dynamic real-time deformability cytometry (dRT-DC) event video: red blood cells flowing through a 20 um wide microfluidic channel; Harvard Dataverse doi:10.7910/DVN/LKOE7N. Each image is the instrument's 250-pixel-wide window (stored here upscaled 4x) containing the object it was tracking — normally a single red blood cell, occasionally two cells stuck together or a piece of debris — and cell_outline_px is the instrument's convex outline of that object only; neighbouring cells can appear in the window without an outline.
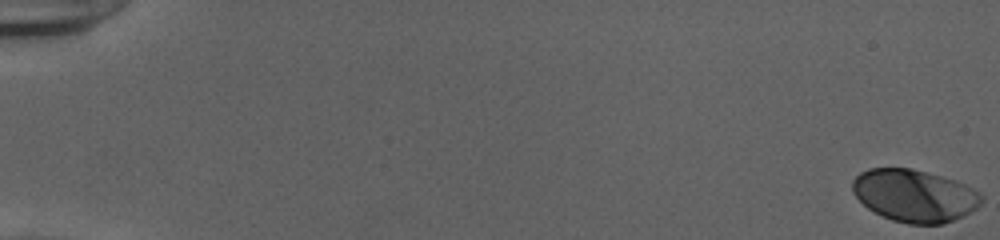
{"species": "human", "species_latin": "Homo sapiens", "temperature_condition": "cold", "stored_images_in_passage": 55, "camera_frame_rate_fps": 3000, "um_per_image_px": 0.085, "donor": {"sex": "female"}, "frame": {"image": 1, "passage_image": 1, "time_ms": 0.0, "image_size_px": [1000, 240], "cell_outline_px": [[984, 200], [972, 212], [964, 216], [940, 224], [908, 224], [892, 220], [868, 208], [852, 192], [852, 180], [860, 172], [868, 168], [912, 168], [928, 172], [956, 180], [980, 192], [984, 196]], "centroid_in_image_um": [77.75, 16.62], "position_along_channel_um": 7.2, "area_um2": 39.54}}
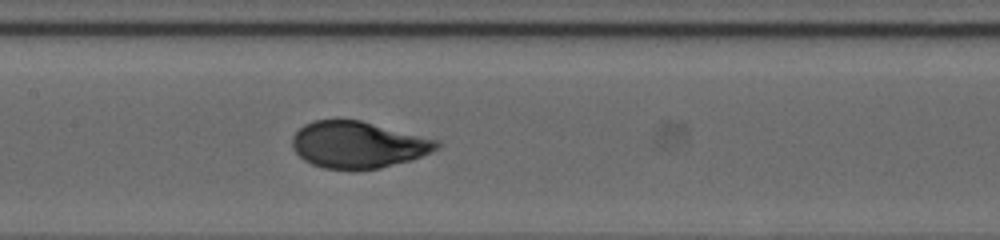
{"frame": {"image": 2, "passage_image": 29, "time_ms": 9.333, "image_size_px": [1000, 240], "cell_outline_px": [[440, 148], [412, 160], [380, 168], [324, 168], [312, 164], [304, 160], [292, 148], [292, 136], [304, 124], [312, 120], [360, 120], [440, 140]], "centroid_in_image_um": [30.45, 12.29], "position_along_channel_um": 176.9, "area_um2": 39.07}}
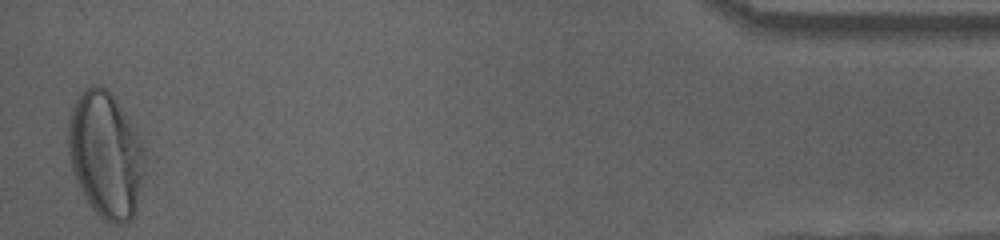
{"frame": {"image": 3, "passage_image": 54, "time_ms": 17.667, "image_size_px": [1000, 240], "cell_outline_px": [[148, 156], [136, 212], [124, 224], [112, 224], [104, 220], [92, 208], [84, 196], [72, 172], [68, 156], [68, 120], [72, 104], [80, 92], [84, 88], [92, 84], [100, 84], [116, 100], [132, 124]], "centroid_in_image_um": [8.98, 13.16], "position_along_channel_um": 426.2, "area_um2": 56.93}, "authors_computed_cell_mechanics": {"area_um2": 39.2462, "velocity_mm_per_s": 3.8824, "shape_relaxation_time_tau1_ms": 3.5557, "shape_relaxation_time_tau2_ms": null, "deformation_change_tau1": 0.1685, "deformation_change_tau2": null}}